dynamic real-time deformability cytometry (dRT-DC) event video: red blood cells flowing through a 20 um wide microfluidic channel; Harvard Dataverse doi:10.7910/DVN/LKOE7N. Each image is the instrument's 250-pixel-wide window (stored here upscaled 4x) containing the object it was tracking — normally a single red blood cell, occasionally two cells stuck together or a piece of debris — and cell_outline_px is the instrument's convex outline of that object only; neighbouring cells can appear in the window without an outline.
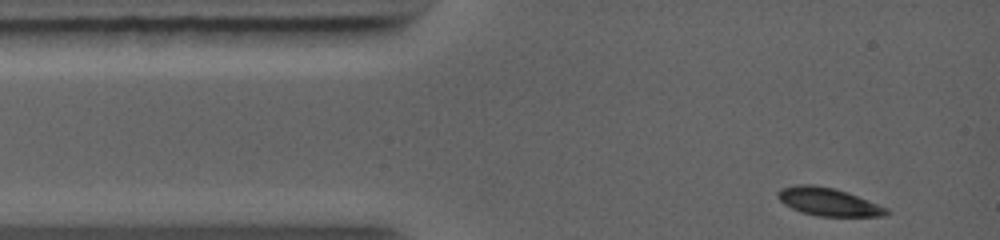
{"species": "common noctule bat (a hibernating species)", "species_latin": "Nyctalus noctula", "temperature_condition": "warm", "stored_images_in_passage": 37, "camera_frame_rate_fps": 5000, "um_per_image_px": 0.085, "animal": {"sex": "female", "body_mass_g": 19.0, "forearm_length_mm": 56.7}, "frame": {"image": 1, "passage_image": 1, "time_ms": 0.0, "image_size_px": [1000, 240], "cell_outline_px": [[892, 212], [884, 216], [816, 216], [800, 212], [784, 204], [776, 196], [776, 192], [780, 188], [796, 184], [816, 184], [836, 188], [848, 192], [888, 208]], "centroid_in_image_um": [70.39, 17.14], "position_along_channel_um": 14.6, "area_um2": 18.03}}
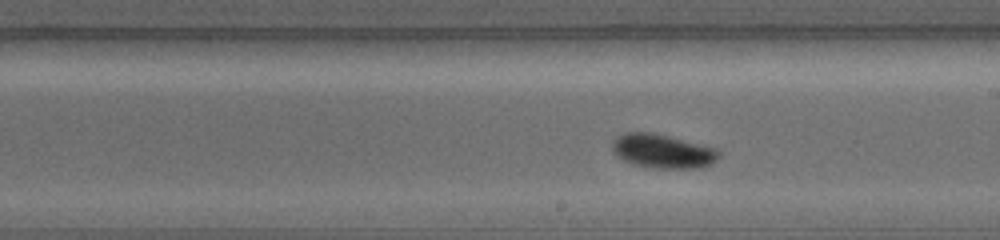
{"frame": {"image": 2, "passage_image": 22, "time_ms": 5.6, "image_size_px": [1000, 240], "cell_outline_px": [[720, 156], [712, 164], [696, 168], [648, 168], [632, 164], [624, 160], [612, 152], [612, 140], [616, 136], [628, 132], [652, 132], [716, 148], [720, 152]], "centroid_in_image_um": [56.3, 12.85], "position_along_channel_um": 232.7, "area_um2": 21.21}}
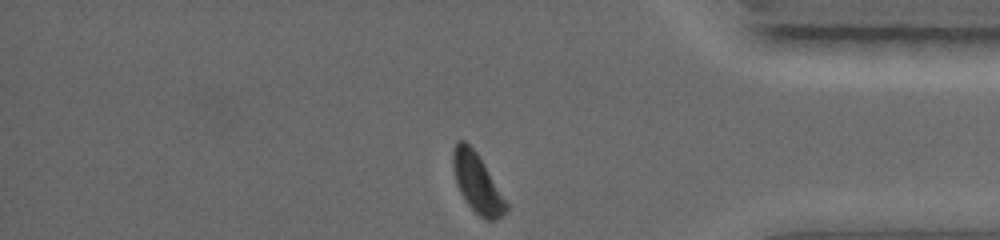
{"frame": {"image": 3, "passage_image": 37, "time_ms": 9.4, "image_size_px": [1000, 240], "cell_outline_px": [[508, 208], [496, 220], [488, 220], [480, 216], [468, 204], [460, 192], [456, 184], [452, 164], [452, 152], [456, 140], [464, 140], [476, 152], [484, 164], [508, 204]], "centroid_in_image_um": [40.52, 15.53], "position_along_channel_um": 394.7, "area_um2": 17.98}}